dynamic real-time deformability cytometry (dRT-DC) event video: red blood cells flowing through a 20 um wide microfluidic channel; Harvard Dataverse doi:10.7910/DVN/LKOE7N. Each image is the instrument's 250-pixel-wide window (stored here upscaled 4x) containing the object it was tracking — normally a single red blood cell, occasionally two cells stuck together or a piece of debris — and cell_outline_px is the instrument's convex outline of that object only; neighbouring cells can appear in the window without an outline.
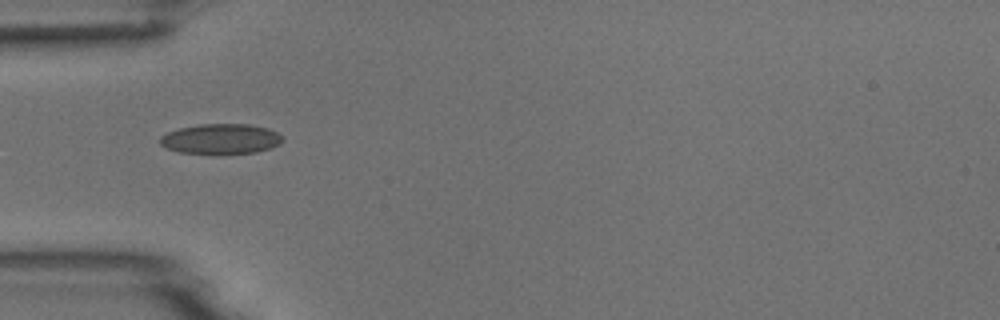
{"species": "common noctule bat (a hibernating species)", "species_latin": "Nyctalus noctula", "temperature_condition": "room temperature", "stored_images_in_passage": 3, "camera_frame_rate_fps": 3000, "um_per_image_px": 0.085, "animal": {"sex": "male", "body_mass_g": 18.8}, "frame": {"image": 1, "passage_image": 1, "time_ms": 0.0, "image_size_px": [1000, 320], "cell_outline_px": [[284, 140], [280, 144], [272, 148], [256, 152], [216, 156], [212, 156], [180, 152], [164, 148], [160, 144], [160, 136], [168, 132], [180, 128], [200, 124], [248, 124], [268, 128], [276, 132]], "centroid_in_image_um": [18.75, 11.85], "position_along_channel_um": 66.2, "area_um2": 22.25}}